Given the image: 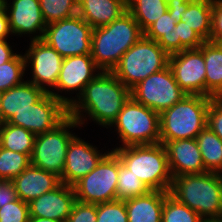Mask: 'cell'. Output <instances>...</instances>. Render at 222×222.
Instances as JSON below:
<instances>
[{
	"label": "cell",
	"instance_id": "obj_9",
	"mask_svg": "<svg viewBox=\"0 0 222 222\" xmlns=\"http://www.w3.org/2000/svg\"><path fill=\"white\" fill-rule=\"evenodd\" d=\"M118 172L119 157L110 150L96 168L73 185L76 200L91 204L117 200Z\"/></svg>",
	"mask_w": 222,
	"mask_h": 222
},
{
	"label": "cell",
	"instance_id": "obj_29",
	"mask_svg": "<svg viewBox=\"0 0 222 222\" xmlns=\"http://www.w3.org/2000/svg\"><path fill=\"white\" fill-rule=\"evenodd\" d=\"M150 190L128 169L119 158L117 200H127L148 193Z\"/></svg>",
	"mask_w": 222,
	"mask_h": 222
},
{
	"label": "cell",
	"instance_id": "obj_46",
	"mask_svg": "<svg viewBox=\"0 0 222 222\" xmlns=\"http://www.w3.org/2000/svg\"><path fill=\"white\" fill-rule=\"evenodd\" d=\"M2 99V92H0V103ZM0 124H2V113H1V108H0Z\"/></svg>",
	"mask_w": 222,
	"mask_h": 222
},
{
	"label": "cell",
	"instance_id": "obj_35",
	"mask_svg": "<svg viewBox=\"0 0 222 222\" xmlns=\"http://www.w3.org/2000/svg\"><path fill=\"white\" fill-rule=\"evenodd\" d=\"M176 24L173 14L166 11L144 32V36L156 41L170 56V34Z\"/></svg>",
	"mask_w": 222,
	"mask_h": 222
},
{
	"label": "cell",
	"instance_id": "obj_24",
	"mask_svg": "<svg viewBox=\"0 0 222 222\" xmlns=\"http://www.w3.org/2000/svg\"><path fill=\"white\" fill-rule=\"evenodd\" d=\"M198 49L205 61V96L222 98V44L205 41Z\"/></svg>",
	"mask_w": 222,
	"mask_h": 222
},
{
	"label": "cell",
	"instance_id": "obj_42",
	"mask_svg": "<svg viewBox=\"0 0 222 222\" xmlns=\"http://www.w3.org/2000/svg\"><path fill=\"white\" fill-rule=\"evenodd\" d=\"M188 8V0H172L168 4L169 14H173L177 23L181 20V13L185 12Z\"/></svg>",
	"mask_w": 222,
	"mask_h": 222
},
{
	"label": "cell",
	"instance_id": "obj_22",
	"mask_svg": "<svg viewBox=\"0 0 222 222\" xmlns=\"http://www.w3.org/2000/svg\"><path fill=\"white\" fill-rule=\"evenodd\" d=\"M46 92L25 80L23 83L2 92L0 103L2 124L17 112L31 108Z\"/></svg>",
	"mask_w": 222,
	"mask_h": 222
},
{
	"label": "cell",
	"instance_id": "obj_18",
	"mask_svg": "<svg viewBox=\"0 0 222 222\" xmlns=\"http://www.w3.org/2000/svg\"><path fill=\"white\" fill-rule=\"evenodd\" d=\"M100 72L90 54L65 57L54 89L61 93L78 91V98L85 86Z\"/></svg>",
	"mask_w": 222,
	"mask_h": 222
},
{
	"label": "cell",
	"instance_id": "obj_38",
	"mask_svg": "<svg viewBox=\"0 0 222 222\" xmlns=\"http://www.w3.org/2000/svg\"><path fill=\"white\" fill-rule=\"evenodd\" d=\"M97 204L75 201L70 215L65 222H96Z\"/></svg>",
	"mask_w": 222,
	"mask_h": 222
},
{
	"label": "cell",
	"instance_id": "obj_40",
	"mask_svg": "<svg viewBox=\"0 0 222 222\" xmlns=\"http://www.w3.org/2000/svg\"><path fill=\"white\" fill-rule=\"evenodd\" d=\"M210 42L222 44V1L212 0V28Z\"/></svg>",
	"mask_w": 222,
	"mask_h": 222
},
{
	"label": "cell",
	"instance_id": "obj_33",
	"mask_svg": "<svg viewBox=\"0 0 222 222\" xmlns=\"http://www.w3.org/2000/svg\"><path fill=\"white\" fill-rule=\"evenodd\" d=\"M161 222H205V220L169 193L164 200Z\"/></svg>",
	"mask_w": 222,
	"mask_h": 222
},
{
	"label": "cell",
	"instance_id": "obj_25",
	"mask_svg": "<svg viewBox=\"0 0 222 222\" xmlns=\"http://www.w3.org/2000/svg\"><path fill=\"white\" fill-rule=\"evenodd\" d=\"M181 22L191 27L204 41L210 40L212 28V0H188V8L181 13Z\"/></svg>",
	"mask_w": 222,
	"mask_h": 222
},
{
	"label": "cell",
	"instance_id": "obj_43",
	"mask_svg": "<svg viewBox=\"0 0 222 222\" xmlns=\"http://www.w3.org/2000/svg\"><path fill=\"white\" fill-rule=\"evenodd\" d=\"M12 35L8 15L5 6L0 8V40L8 39L9 35Z\"/></svg>",
	"mask_w": 222,
	"mask_h": 222
},
{
	"label": "cell",
	"instance_id": "obj_28",
	"mask_svg": "<svg viewBox=\"0 0 222 222\" xmlns=\"http://www.w3.org/2000/svg\"><path fill=\"white\" fill-rule=\"evenodd\" d=\"M127 11L138 22L144 33L168 11V5L163 0H127Z\"/></svg>",
	"mask_w": 222,
	"mask_h": 222
},
{
	"label": "cell",
	"instance_id": "obj_10",
	"mask_svg": "<svg viewBox=\"0 0 222 222\" xmlns=\"http://www.w3.org/2000/svg\"><path fill=\"white\" fill-rule=\"evenodd\" d=\"M93 28L78 14L47 24L43 39L63 58L91 53Z\"/></svg>",
	"mask_w": 222,
	"mask_h": 222
},
{
	"label": "cell",
	"instance_id": "obj_15",
	"mask_svg": "<svg viewBox=\"0 0 222 222\" xmlns=\"http://www.w3.org/2000/svg\"><path fill=\"white\" fill-rule=\"evenodd\" d=\"M109 152L106 150L104 154L101 153L96 146L76 135L68 145L61 182L73 186L96 168Z\"/></svg>",
	"mask_w": 222,
	"mask_h": 222
},
{
	"label": "cell",
	"instance_id": "obj_23",
	"mask_svg": "<svg viewBox=\"0 0 222 222\" xmlns=\"http://www.w3.org/2000/svg\"><path fill=\"white\" fill-rule=\"evenodd\" d=\"M169 193L149 191L125 200L128 222H161L164 200Z\"/></svg>",
	"mask_w": 222,
	"mask_h": 222
},
{
	"label": "cell",
	"instance_id": "obj_14",
	"mask_svg": "<svg viewBox=\"0 0 222 222\" xmlns=\"http://www.w3.org/2000/svg\"><path fill=\"white\" fill-rule=\"evenodd\" d=\"M175 81L188 95L205 96V61L199 49H188L169 56Z\"/></svg>",
	"mask_w": 222,
	"mask_h": 222
},
{
	"label": "cell",
	"instance_id": "obj_49",
	"mask_svg": "<svg viewBox=\"0 0 222 222\" xmlns=\"http://www.w3.org/2000/svg\"><path fill=\"white\" fill-rule=\"evenodd\" d=\"M167 5L172 1V0H163Z\"/></svg>",
	"mask_w": 222,
	"mask_h": 222
},
{
	"label": "cell",
	"instance_id": "obj_31",
	"mask_svg": "<svg viewBox=\"0 0 222 222\" xmlns=\"http://www.w3.org/2000/svg\"><path fill=\"white\" fill-rule=\"evenodd\" d=\"M205 41L185 22H178L170 34V55L188 49H198Z\"/></svg>",
	"mask_w": 222,
	"mask_h": 222
},
{
	"label": "cell",
	"instance_id": "obj_44",
	"mask_svg": "<svg viewBox=\"0 0 222 222\" xmlns=\"http://www.w3.org/2000/svg\"><path fill=\"white\" fill-rule=\"evenodd\" d=\"M11 47L7 39L0 40V65L12 60L17 55Z\"/></svg>",
	"mask_w": 222,
	"mask_h": 222
},
{
	"label": "cell",
	"instance_id": "obj_7",
	"mask_svg": "<svg viewBox=\"0 0 222 222\" xmlns=\"http://www.w3.org/2000/svg\"><path fill=\"white\" fill-rule=\"evenodd\" d=\"M110 127H116L124 146L153 145L160 140V114L137 103L132 97L124 104Z\"/></svg>",
	"mask_w": 222,
	"mask_h": 222
},
{
	"label": "cell",
	"instance_id": "obj_36",
	"mask_svg": "<svg viewBox=\"0 0 222 222\" xmlns=\"http://www.w3.org/2000/svg\"><path fill=\"white\" fill-rule=\"evenodd\" d=\"M96 222H128L125 201L115 200L97 204Z\"/></svg>",
	"mask_w": 222,
	"mask_h": 222
},
{
	"label": "cell",
	"instance_id": "obj_16",
	"mask_svg": "<svg viewBox=\"0 0 222 222\" xmlns=\"http://www.w3.org/2000/svg\"><path fill=\"white\" fill-rule=\"evenodd\" d=\"M4 6L12 34L18 36L39 33L30 37V40L43 39L47 24L39 0H13L11 5L4 0Z\"/></svg>",
	"mask_w": 222,
	"mask_h": 222
},
{
	"label": "cell",
	"instance_id": "obj_30",
	"mask_svg": "<svg viewBox=\"0 0 222 222\" xmlns=\"http://www.w3.org/2000/svg\"><path fill=\"white\" fill-rule=\"evenodd\" d=\"M31 164L29 155L0 146V180H12Z\"/></svg>",
	"mask_w": 222,
	"mask_h": 222
},
{
	"label": "cell",
	"instance_id": "obj_34",
	"mask_svg": "<svg viewBox=\"0 0 222 222\" xmlns=\"http://www.w3.org/2000/svg\"><path fill=\"white\" fill-rule=\"evenodd\" d=\"M46 24L78 14V0H39Z\"/></svg>",
	"mask_w": 222,
	"mask_h": 222
},
{
	"label": "cell",
	"instance_id": "obj_48",
	"mask_svg": "<svg viewBox=\"0 0 222 222\" xmlns=\"http://www.w3.org/2000/svg\"><path fill=\"white\" fill-rule=\"evenodd\" d=\"M4 5V0H0V8Z\"/></svg>",
	"mask_w": 222,
	"mask_h": 222
},
{
	"label": "cell",
	"instance_id": "obj_12",
	"mask_svg": "<svg viewBox=\"0 0 222 222\" xmlns=\"http://www.w3.org/2000/svg\"><path fill=\"white\" fill-rule=\"evenodd\" d=\"M25 52L26 67L31 64L29 67H31L32 71V78L27 81L42 88L45 92L51 93L69 107L72 104L71 96L70 98L65 97L53 90L56 86L64 58L42 39L31 40L29 49Z\"/></svg>",
	"mask_w": 222,
	"mask_h": 222
},
{
	"label": "cell",
	"instance_id": "obj_1",
	"mask_svg": "<svg viewBox=\"0 0 222 222\" xmlns=\"http://www.w3.org/2000/svg\"><path fill=\"white\" fill-rule=\"evenodd\" d=\"M130 97L131 90L112 72L101 71L85 86L83 93L78 98L72 97L69 115L80 126L89 117L96 124L110 128Z\"/></svg>",
	"mask_w": 222,
	"mask_h": 222
},
{
	"label": "cell",
	"instance_id": "obj_45",
	"mask_svg": "<svg viewBox=\"0 0 222 222\" xmlns=\"http://www.w3.org/2000/svg\"><path fill=\"white\" fill-rule=\"evenodd\" d=\"M29 222H61L49 218L29 217Z\"/></svg>",
	"mask_w": 222,
	"mask_h": 222
},
{
	"label": "cell",
	"instance_id": "obj_26",
	"mask_svg": "<svg viewBox=\"0 0 222 222\" xmlns=\"http://www.w3.org/2000/svg\"><path fill=\"white\" fill-rule=\"evenodd\" d=\"M205 170L222 173V140L206 126L196 137Z\"/></svg>",
	"mask_w": 222,
	"mask_h": 222
},
{
	"label": "cell",
	"instance_id": "obj_2",
	"mask_svg": "<svg viewBox=\"0 0 222 222\" xmlns=\"http://www.w3.org/2000/svg\"><path fill=\"white\" fill-rule=\"evenodd\" d=\"M143 35L138 22L126 11L106 26L93 29L90 55L101 71L111 72Z\"/></svg>",
	"mask_w": 222,
	"mask_h": 222
},
{
	"label": "cell",
	"instance_id": "obj_17",
	"mask_svg": "<svg viewBox=\"0 0 222 222\" xmlns=\"http://www.w3.org/2000/svg\"><path fill=\"white\" fill-rule=\"evenodd\" d=\"M76 201L73 186L61 183L55 189L31 200L29 216L65 222Z\"/></svg>",
	"mask_w": 222,
	"mask_h": 222
},
{
	"label": "cell",
	"instance_id": "obj_27",
	"mask_svg": "<svg viewBox=\"0 0 222 222\" xmlns=\"http://www.w3.org/2000/svg\"><path fill=\"white\" fill-rule=\"evenodd\" d=\"M36 135L29 130L8 122L0 124V146L31 157Z\"/></svg>",
	"mask_w": 222,
	"mask_h": 222
},
{
	"label": "cell",
	"instance_id": "obj_8",
	"mask_svg": "<svg viewBox=\"0 0 222 222\" xmlns=\"http://www.w3.org/2000/svg\"><path fill=\"white\" fill-rule=\"evenodd\" d=\"M80 126L68 115L59 125L50 131L36 135L31 164L60 177L65 167L68 145L76 136L69 130Z\"/></svg>",
	"mask_w": 222,
	"mask_h": 222
},
{
	"label": "cell",
	"instance_id": "obj_20",
	"mask_svg": "<svg viewBox=\"0 0 222 222\" xmlns=\"http://www.w3.org/2000/svg\"><path fill=\"white\" fill-rule=\"evenodd\" d=\"M12 181L18 198L27 203L55 189L62 183L59 176L32 164L14 177Z\"/></svg>",
	"mask_w": 222,
	"mask_h": 222
},
{
	"label": "cell",
	"instance_id": "obj_19",
	"mask_svg": "<svg viewBox=\"0 0 222 222\" xmlns=\"http://www.w3.org/2000/svg\"><path fill=\"white\" fill-rule=\"evenodd\" d=\"M164 146L172 177L207 172L196 138L168 141Z\"/></svg>",
	"mask_w": 222,
	"mask_h": 222
},
{
	"label": "cell",
	"instance_id": "obj_37",
	"mask_svg": "<svg viewBox=\"0 0 222 222\" xmlns=\"http://www.w3.org/2000/svg\"><path fill=\"white\" fill-rule=\"evenodd\" d=\"M29 205L17 199L0 207V222H29Z\"/></svg>",
	"mask_w": 222,
	"mask_h": 222
},
{
	"label": "cell",
	"instance_id": "obj_3",
	"mask_svg": "<svg viewBox=\"0 0 222 222\" xmlns=\"http://www.w3.org/2000/svg\"><path fill=\"white\" fill-rule=\"evenodd\" d=\"M170 194L205 221L222 219V173L205 172L173 177Z\"/></svg>",
	"mask_w": 222,
	"mask_h": 222
},
{
	"label": "cell",
	"instance_id": "obj_11",
	"mask_svg": "<svg viewBox=\"0 0 222 222\" xmlns=\"http://www.w3.org/2000/svg\"><path fill=\"white\" fill-rule=\"evenodd\" d=\"M186 94L175 81L169 65L148 76L131 89V97L140 104L161 114L182 100Z\"/></svg>",
	"mask_w": 222,
	"mask_h": 222
},
{
	"label": "cell",
	"instance_id": "obj_5",
	"mask_svg": "<svg viewBox=\"0 0 222 222\" xmlns=\"http://www.w3.org/2000/svg\"><path fill=\"white\" fill-rule=\"evenodd\" d=\"M213 98L186 95L182 100L160 114V140L194 139L207 126V112Z\"/></svg>",
	"mask_w": 222,
	"mask_h": 222
},
{
	"label": "cell",
	"instance_id": "obj_4",
	"mask_svg": "<svg viewBox=\"0 0 222 222\" xmlns=\"http://www.w3.org/2000/svg\"><path fill=\"white\" fill-rule=\"evenodd\" d=\"M112 151L150 191L170 192L173 177L163 144L130 145Z\"/></svg>",
	"mask_w": 222,
	"mask_h": 222
},
{
	"label": "cell",
	"instance_id": "obj_41",
	"mask_svg": "<svg viewBox=\"0 0 222 222\" xmlns=\"http://www.w3.org/2000/svg\"><path fill=\"white\" fill-rule=\"evenodd\" d=\"M18 199L12 180H0V207Z\"/></svg>",
	"mask_w": 222,
	"mask_h": 222
},
{
	"label": "cell",
	"instance_id": "obj_13",
	"mask_svg": "<svg viewBox=\"0 0 222 222\" xmlns=\"http://www.w3.org/2000/svg\"><path fill=\"white\" fill-rule=\"evenodd\" d=\"M69 115V107L51 93L46 92L31 108L15 113L8 123L23 127L35 135L45 133L59 125Z\"/></svg>",
	"mask_w": 222,
	"mask_h": 222
},
{
	"label": "cell",
	"instance_id": "obj_47",
	"mask_svg": "<svg viewBox=\"0 0 222 222\" xmlns=\"http://www.w3.org/2000/svg\"><path fill=\"white\" fill-rule=\"evenodd\" d=\"M205 222H222V219H210L206 220Z\"/></svg>",
	"mask_w": 222,
	"mask_h": 222
},
{
	"label": "cell",
	"instance_id": "obj_39",
	"mask_svg": "<svg viewBox=\"0 0 222 222\" xmlns=\"http://www.w3.org/2000/svg\"><path fill=\"white\" fill-rule=\"evenodd\" d=\"M207 126L222 140V98H213L210 101Z\"/></svg>",
	"mask_w": 222,
	"mask_h": 222
},
{
	"label": "cell",
	"instance_id": "obj_32",
	"mask_svg": "<svg viewBox=\"0 0 222 222\" xmlns=\"http://www.w3.org/2000/svg\"><path fill=\"white\" fill-rule=\"evenodd\" d=\"M25 57L17 54L12 60L0 65V92H4L24 82Z\"/></svg>",
	"mask_w": 222,
	"mask_h": 222
},
{
	"label": "cell",
	"instance_id": "obj_21",
	"mask_svg": "<svg viewBox=\"0 0 222 222\" xmlns=\"http://www.w3.org/2000/svg\"><path fill=\"white\" fill-rule=\"evenodd\" d=\"M127 11V0H78V15L93 29L106 26Z\"/></svg>",
	"mask_w": 222,
	"mask_h": 222
},
{
	"label": "cell",
	"instance_id": "obj_6",
	"mask_svg": "<svg viewBox=\"0 0 222 222\" xmlns=\"http://www.w3.org/2000/svg\"><path fill=\"white\" fill-rule=\"evenodd\" d=\"M168 65L169 55L156 41L143 35L123 54L111 72L131 90L139 82Z\"/></svg>",
	"mask_w": 222,
	"mask_h": 222
}]
</instances>
